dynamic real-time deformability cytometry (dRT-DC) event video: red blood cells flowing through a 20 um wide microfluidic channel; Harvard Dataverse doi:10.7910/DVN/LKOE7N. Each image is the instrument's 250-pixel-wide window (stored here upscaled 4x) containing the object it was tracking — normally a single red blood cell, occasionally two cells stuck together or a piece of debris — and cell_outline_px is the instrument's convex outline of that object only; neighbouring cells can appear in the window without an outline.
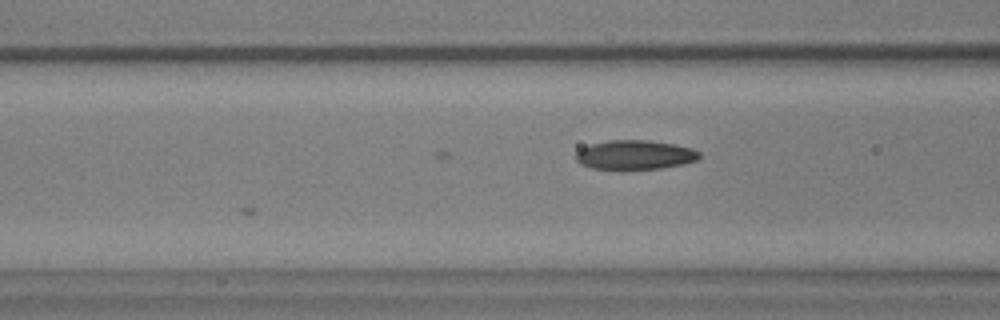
{"species": "common noctule bat (a hibernating species)", "species_latin": "Nyctalus noctula", "temperature_condition": "warm", "stored_images_in_passage": 7, "camera_frame_rate_fps": 3000, "um_per_image_px": 0.085, "animal": {"sex": "male", "body_mass_g": 17.9, "forearm_length_mm": 54.2}, "frame": {"image": 1, "passage_image": 5, "time_ms": 1.333, "image_size_px": [1000, 320], "cell_outline_px": [[700, 156], [696, 160], [684, 164], [660, 168], [624, 172], [620, 172], [592, 168], [580, 164], [576, 160], [576, 152], [580, 148], [592, 144], [608, 140], [648, 140], [672, 144], [692, 148], [700, 152]], "centroid_in_image_um": [53.92, 13.2], "position_along_channel_um": 112.7, "area_um2": 21.79}}